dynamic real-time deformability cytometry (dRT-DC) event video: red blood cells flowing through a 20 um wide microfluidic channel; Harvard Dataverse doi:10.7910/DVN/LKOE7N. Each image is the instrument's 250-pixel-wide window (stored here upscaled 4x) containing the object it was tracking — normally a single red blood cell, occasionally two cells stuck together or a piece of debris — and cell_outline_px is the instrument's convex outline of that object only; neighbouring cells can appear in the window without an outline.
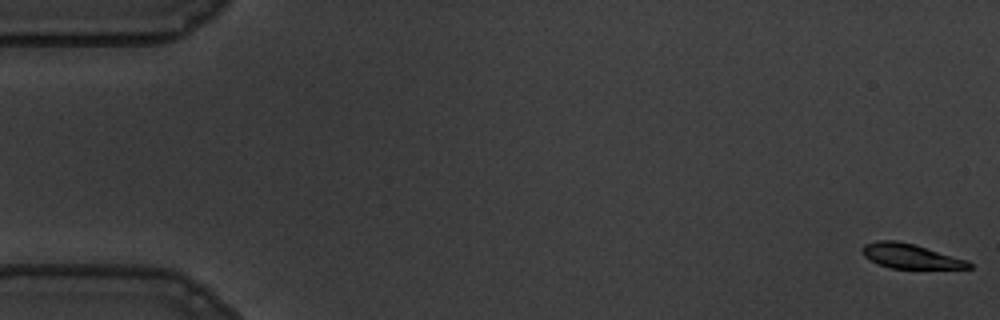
{"species": "common noctule bat (a hibernating species)", "species_latin": "Nyctalus noctula", "temperature_condition": "warm", "stored_images_in_passage": 57, "camera_frame_rate_fps": 3000, "um_per_image_px": 0.085, "animal": {"sex": "male", "body_mass_g": 19.5, "forearm_length_mm": 54.6}, "frame": {"image": 1, "passage_image": 1, "time_ms": 0.0, "image_size_px": [1000, 320], "cell_outline_px": [[972, 268], [892, 268], [880, 264], [864, 256], [860, 248], [864, 244], [876, 240], [896, 240], [916, 244], [968, 260], [972, 264]], "centroid_in_image_um": [77.39, 21.74], "position_along_channel_um": 7.6, "area_um2": 15.32}}
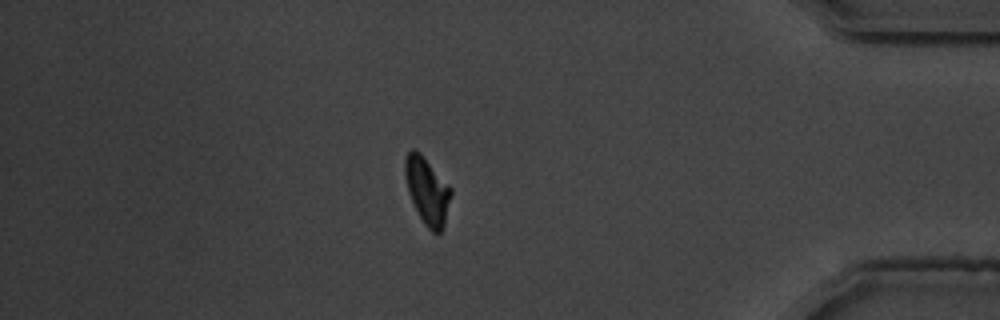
{"frame": {"image": 2, "passage_image": 49, "time_ms": 16.0, "image_size_px": [1000, 320], "cell_outline_px": [[452, 192], [444, 224], [440, 232], [432, 232], [424, 224], [408, 192], [404, 176], [404, 160], [408, 152], [412, 148], [420, 152], [452, 188]], "centroid_in_image_um": [36.3, 16.17], "position_along_channel_um": 398.9, "area_um2": 17.74}}
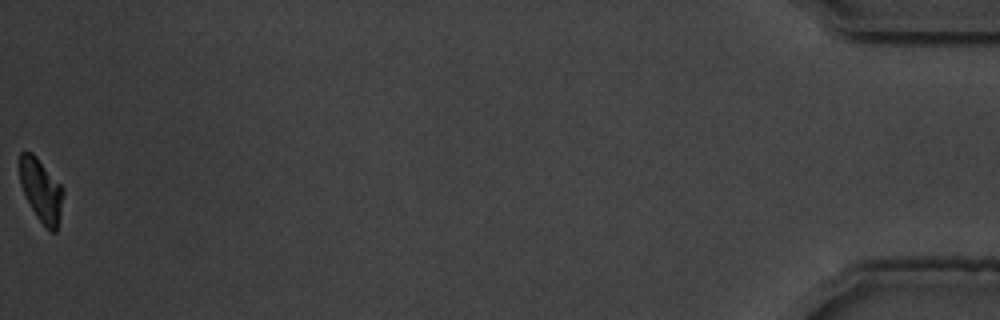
{"frame": {"image": 3, "passage_image": 57, "time_ms": 18.667, "image_size_px": [1000, 320], "cell_outline_px": [[64, 192], [56, 232], [52, 232], [36, 216], [20, 184], [20, 152], [32, 152], [36, 156], [64, 188]], "centroid_in_image_um": [3.5, 16.15], "position_along_channel_um": 431.7, "area_um2": 15.55}, "authors_computed_cell_mechanics": {"area_um2": 17.6868, "velocity_mm_per_s": 3.5803, "shape_relaxation_time_tau1_ms": 2.0022, "shape_relaxation_time_tau2_ms": 2.1984, "deformation_change_tau1": 0.1239, "deformation_change_tau2": 0.0572}}